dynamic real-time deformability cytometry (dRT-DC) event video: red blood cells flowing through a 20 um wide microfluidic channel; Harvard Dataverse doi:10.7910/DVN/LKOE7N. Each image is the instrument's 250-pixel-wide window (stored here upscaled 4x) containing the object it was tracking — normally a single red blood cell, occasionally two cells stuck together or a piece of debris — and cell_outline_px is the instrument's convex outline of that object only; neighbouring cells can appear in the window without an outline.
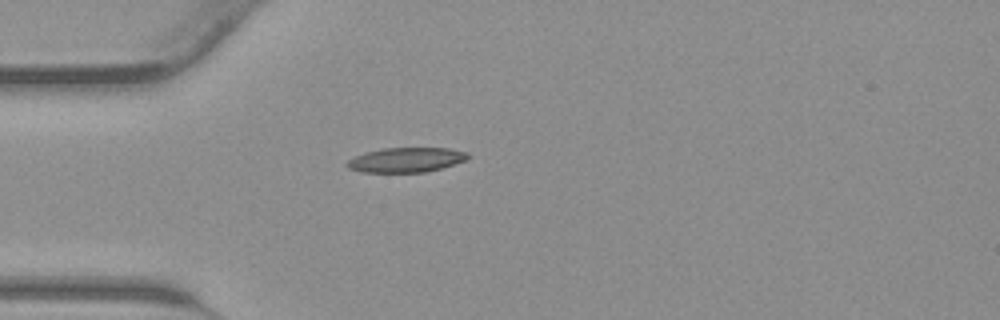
{"species": "common noctule bat (a hibernating species)", "species_latin": "Nyctalus noctula", "temperature_condition": "warm", "stored_images_in_passage": 26, "camera_frame_rate_fps": 3000, "um_per_image_px": 0.085, "animal": {"sex": "male", "body_mass_g": 23.1, "forearm_length_mm": 52.7}, "frame": {"image": 1, "passage_image": 1, "time_ms": 0.0, "image_size_px": [1000, 320], "cell_outline_px": [[468, 160], [440, 168], [424, 172], [360, 172], [348, 168], [344, 164], [348, 160], [364, 152], [384, 148], [448, 148], [468, 152]], "centroid_in_image_um": [34.5, 13.59], "position_along_channel_um": 50.5, "area_um2": 17.4}}
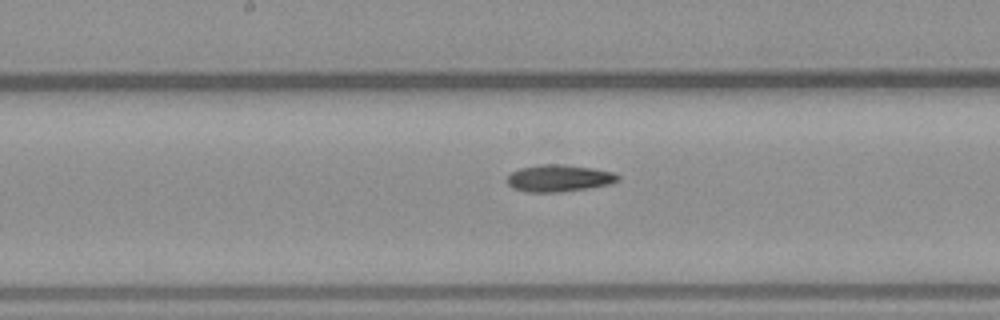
{"frame": {"image": 2, "passage_image": 11, "time_ms": 3.333, "image_size_px": [1000, 320], "cell_outline_px": [[620, 180], [608, 184], [588, 188], [560, 192], [524, 192], [512, 188], [504, 180], [512, 172], [520, 168], [544, 164], [560, 164], [592, 168], [612, 172], [620, 176]], "centroid_in_image_um": [47.47, 15.15], "position_along_channel_um": 200.7, "area_um2": 17.4}}
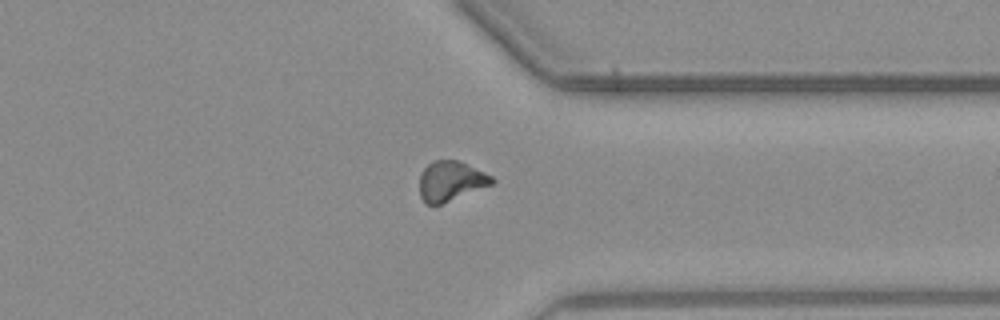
{"frame": {"image": 3, "passage_image": 22, "time_ms": 7.0, "image_size_px": [1000, 320], "cell_outline_px": [[496, 180], [492, 184], [440, 204], [424, 204], [420, 196], [420, 176], [424, 168], [432, 160], [456, 160], [468, 164], [492, 176]], "centroid_in_image_um": [38.3, 15.38], "position_along_channel_um": 373.1, "area_um2": 16.65}}